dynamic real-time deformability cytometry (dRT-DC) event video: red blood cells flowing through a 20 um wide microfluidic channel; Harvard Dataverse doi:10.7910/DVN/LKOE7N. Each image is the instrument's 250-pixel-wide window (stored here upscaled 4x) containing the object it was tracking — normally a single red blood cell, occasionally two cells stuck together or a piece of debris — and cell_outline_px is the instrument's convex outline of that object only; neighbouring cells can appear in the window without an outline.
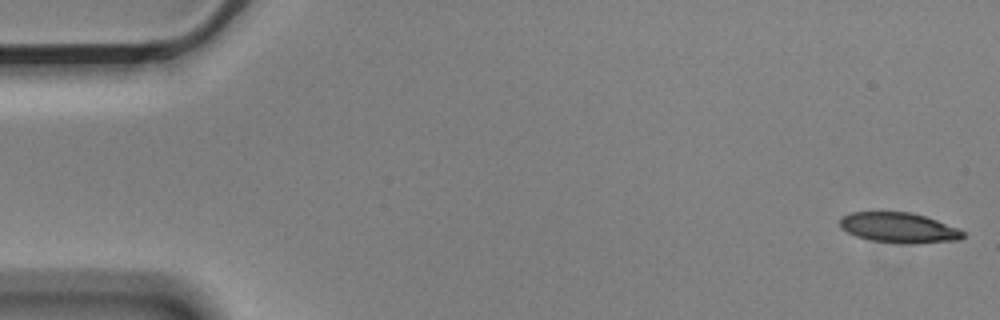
{"species": "Egyptian fruit bat (a non-hibernating species)", "species_latin": "Rousettus aegyptiacus", "temperature_condition": "cold", "stored_images_in_passage": 5, "camera_frame_rate_fps": 3000, "um_per_image_px": 0.085, "animal": {"sex": "male"}, "frame": {"image": 1, "passage_image": 1, "time_ms": 0.0, "image_size_px": [1000, 320], "cell_outline_px": [[964, 236], [960, 240], [912, 244], [872, 240], [856, 236], [840, 228], [840, 220], [844, 216], [852, 212], [912, 212], [960, 228], [964, 232]], "centroid_in_image_um": [76.44, 19.36], "position_along_channel_um": 8.6, "area_um2": 21.56}}
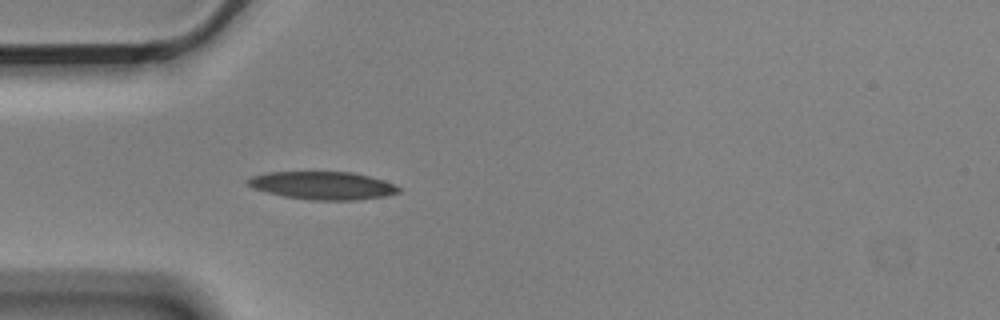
{"frame": {"image": 2, "passage_image": 5, "time_ms": 1.333, "image_size_px": [1000, 320], "cell_outline_px": [[400, 192], [384, 196], [356, 200], [312, 200], [284, 196], [252, 188], [244, 180], [252, 176], [268, 172], [352, 172], [384, 180], [400, 188]], "centroid_in_image_um": [27.4, 15.76], "position_along_channel_um": 57.6, "area_um2": 24.39}}